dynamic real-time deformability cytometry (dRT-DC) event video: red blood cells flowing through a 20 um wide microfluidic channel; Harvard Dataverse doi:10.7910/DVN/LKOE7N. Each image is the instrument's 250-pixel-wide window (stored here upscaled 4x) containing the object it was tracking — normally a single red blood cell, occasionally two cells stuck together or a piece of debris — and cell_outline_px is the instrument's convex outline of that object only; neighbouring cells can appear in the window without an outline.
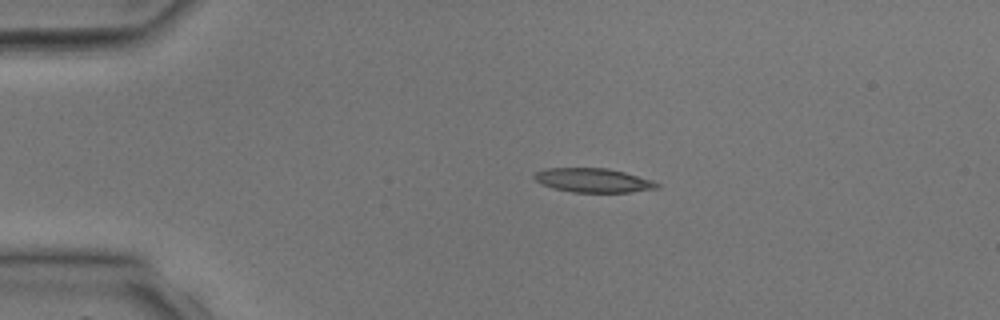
{"species": "common noctule bat (a hibernating species)", "species_latin": "Nyctalus noctula", "temperature_condition": "room temperature", "stored_images_in_passage": 33, "camera_frame_rate_fps": 3000, "um_per_image_px": 0.085, "animal": {"sex": "male", "body_mass_g": 17.9, "forearm_length_mm": 54.2}, "frame": {"image": 1, "passage_image": 2, "time_ms": 0.333, "image_size_px": [1000, 320], "cell_outline_px": [[660, 188], [632, 192], [572, 192], [552, 188], [540, 184], [532, 176], [536, 172], [548, 168], [608, 168], [624, 172], [652, 180], [660, 184]], "centroid_in_image_um": [50.42, 15.33], "position_along_channel_um": 34.6, "area_um2": 17.28}}
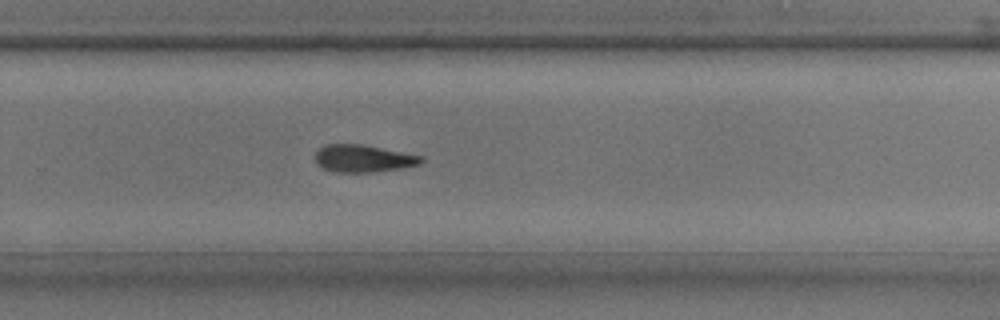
{"frame": {"image": 2, "passage_image": 20, "time_ms": 6.333, "image_size_px": [1000, 320], "cell_outline_px": [[424, 160], [420, 164], [400, 168], [372, 172], [336, 172], [324, 168], [316, 164], [316, 152], [324, 144], [364, 144], [424, 156]], "centroid_in_image_um": [30.89, 13.46], "position_along_channel_um": 298.9, "area_um2": 16.94}}
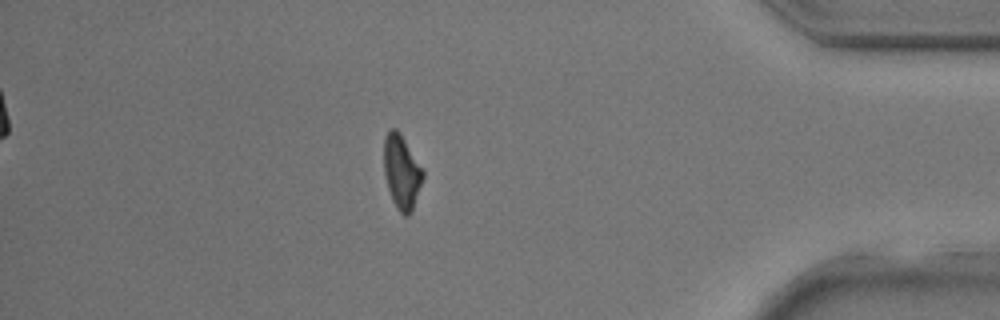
{"frame": {"image": 3, "passage_image": 28, "time_ms": 9.0, "image_size_px": [1000, 320], "cell_outline_px": [[424, 176], [412, 212], [408, 216], [404, 216], [396, 208], [392, 200], [388, 188], [384, 172], [384, 136], [392, 128], [396, 128], [400, 132], [424, 172]], "centroid_in_image_um": [34.14, 14.63], "position_along_channel_um": 401.1, "area_um2": 16.76}}